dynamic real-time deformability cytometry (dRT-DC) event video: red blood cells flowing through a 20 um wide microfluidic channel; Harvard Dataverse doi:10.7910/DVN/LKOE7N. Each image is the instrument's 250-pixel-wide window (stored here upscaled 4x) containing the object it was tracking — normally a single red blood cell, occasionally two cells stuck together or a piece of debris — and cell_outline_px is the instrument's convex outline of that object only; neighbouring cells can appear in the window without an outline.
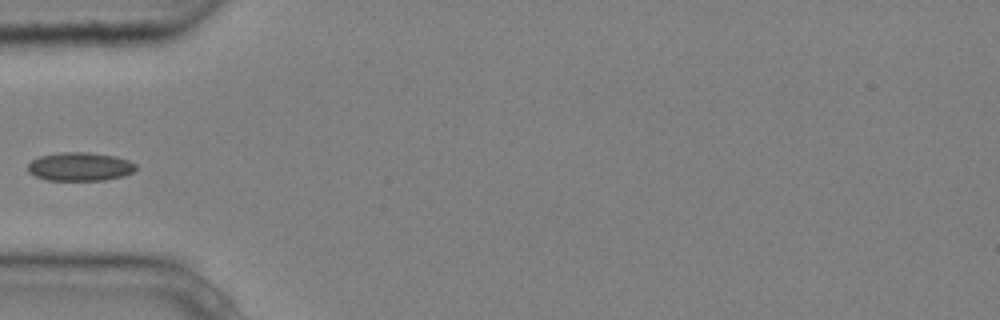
{"species": "common noctule bat (a hibernating species)", "species_latin": "Nyctalus noctula", "temperature_condition": "cold", "stored_images_in_passage": 7, "camera_frame_rate_fps": 3000, "um_per_image_px": 0.085, "animal": {"sex": "male", "body_mass_g": 20.4}, "frame": {"image": 1, "passage_image": 4, "time_ms": 1.0, "image_size_px": [1000, 320], "cell_outline_px": [[136, 168], [132, 172], [124, 176], [104, 180], [48, 180], [36, 176], [28, 172], [28, 164], [32, 160], [40, 156], [56, 152], [88, 152], [116, 156], [128, 160], [136, 164]], "centroid_in_image_um": [6.79, 14.15], "position_along_channel_um": 78.2, "area_um2": 18.03}}
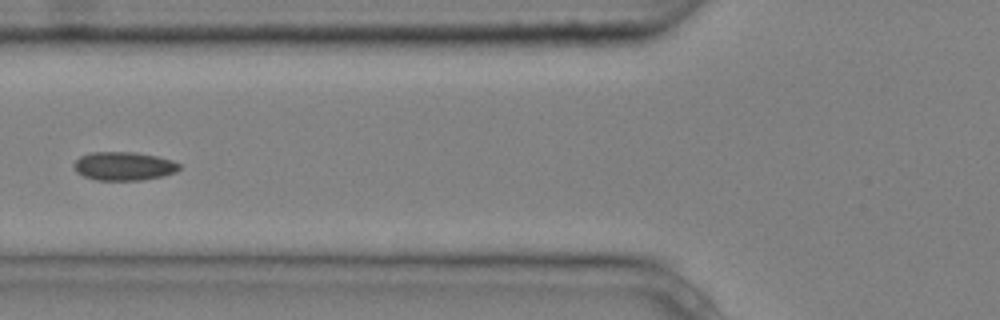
{"frame": {"image": 2, "passage_image": 5, "time_ms": 1.333, "image_size_px": [1000, 320], "cell_outline_px": [[180, 168], [176, 172], [164, 176], [140, 180], [96, 180], [84, 176], [76, 172], [72, 164], [80, 156], [92, 152], [136, 152], [156, 156], [172, 160], [180, 164]], "centroid_in_image_um": [10.52, 14.12], "position_along_channel_um": 115.3, "area_um2": 17.63}}